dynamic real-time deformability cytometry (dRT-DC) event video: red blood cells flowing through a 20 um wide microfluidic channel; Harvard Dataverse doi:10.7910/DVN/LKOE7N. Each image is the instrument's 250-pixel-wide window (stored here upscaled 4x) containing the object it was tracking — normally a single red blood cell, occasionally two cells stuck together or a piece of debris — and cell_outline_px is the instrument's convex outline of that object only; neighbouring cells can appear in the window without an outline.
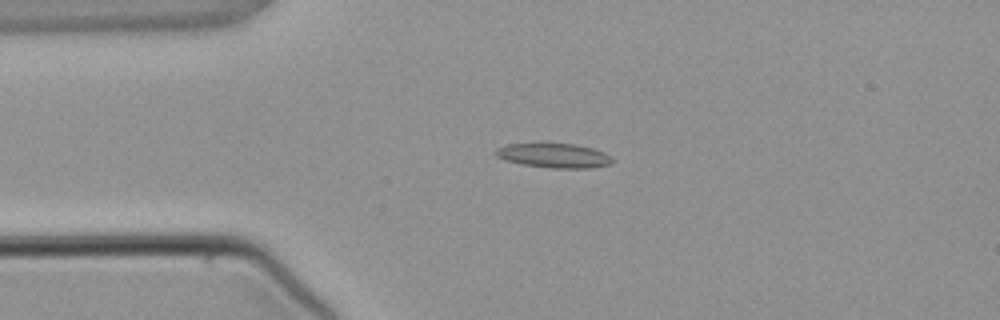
{"species": "common noctule bat (a hibernating species)", "species_latin": "Nyctalus noctula", "temperature_condition": "warm", "stored_images_in_passage": 4, "camera_frame_rate_fps": 3000, "um_per_image_px": 0.085, "animal": {"sex": "male", "body_mass_g": 21.5, "forearm_length_mm": 52.0}, "frame": {"image": 1, "passage_image": 3, "time_ms": 2.333, "image_size_px": [1000, 320], "cell_outline_px": [[612, 164], [592, 168], [552, 168], [520, 164], [504, 160], [496, 156], [496, 148], [508, 144], [540, 140], [576, 144], [592, 148], [604, 152], [612, 156]], "centroid_in_image_um": [47.05, 13.17], "position_along_channel_um": 37.9, "area_um2": 17.57}}
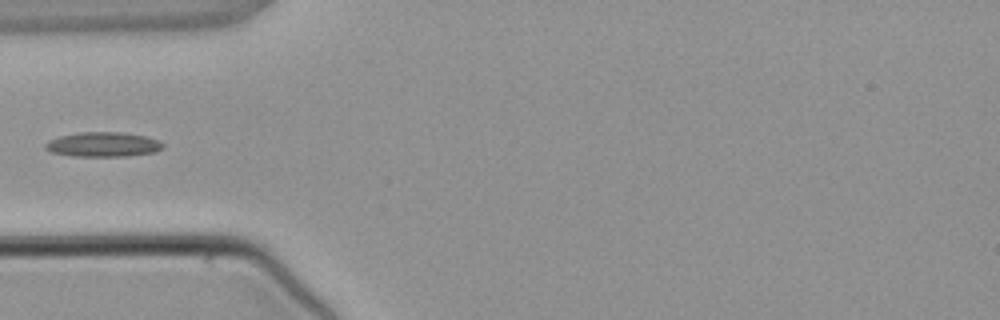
{"frame": {"image": 2, "passage_image": 4, "time_ms": 3.667, "image_size_px": [1000, 320], "cell_outline_px": [[164, 148], [156, 152], [124, 156], [72, 156], [52, 152], [44, 148], [44, 144], [48, 140], [60, 136], [80, 132], [124, 132], [144, 136], [160, 140], [164, 144]], "centroid_in_image_um": [8.78, 12.27], "position_along_channel_um": 76.2, "area_um2": 16.99}}